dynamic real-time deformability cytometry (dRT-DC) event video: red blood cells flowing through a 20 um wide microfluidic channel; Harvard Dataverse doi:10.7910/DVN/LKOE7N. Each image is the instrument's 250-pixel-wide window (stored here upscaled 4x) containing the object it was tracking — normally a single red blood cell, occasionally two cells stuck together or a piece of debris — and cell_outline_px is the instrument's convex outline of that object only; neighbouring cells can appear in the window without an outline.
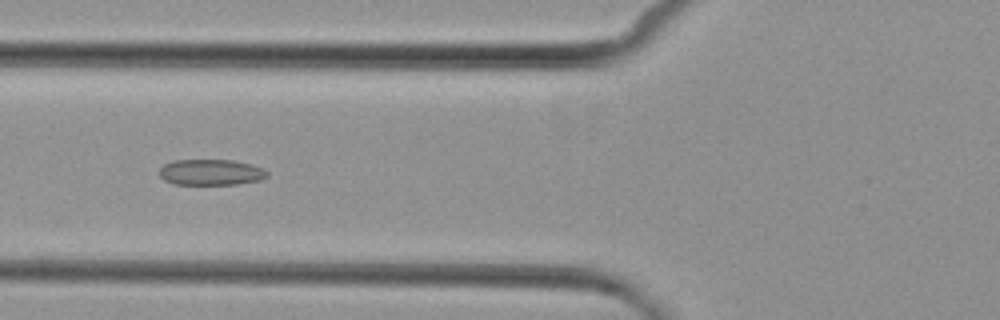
{"species": "common noctule bat (a hibernating species)", "species_latin": "Nyctalus noctula", "temperature_condition": "cold", "stored_images_in_passage": 4, "camera_frame_rate_fps": 3000, "um_per_image_px": 0.085, "animal": {"sex": "female", "body_mass_g": 29.2, "forearm_length_mm": 56.3}, "frame": {"image": 1, "passage_image": 2, "time_ms": 1.333, "image_size_px": [1000, 320], "cell_outline_px": [[268, 176], [260, 180], [236, 184], [176, 184], [164, 180], [160, 176], [160, 168], [164, 164], [172, 160], [232, 160], [248, 164], [260, 168], [268, 172]], "centroid_in_image_um": [17.89, 14.64], "position_along_channel_um": 107.9, "area_um2": 16.07}}
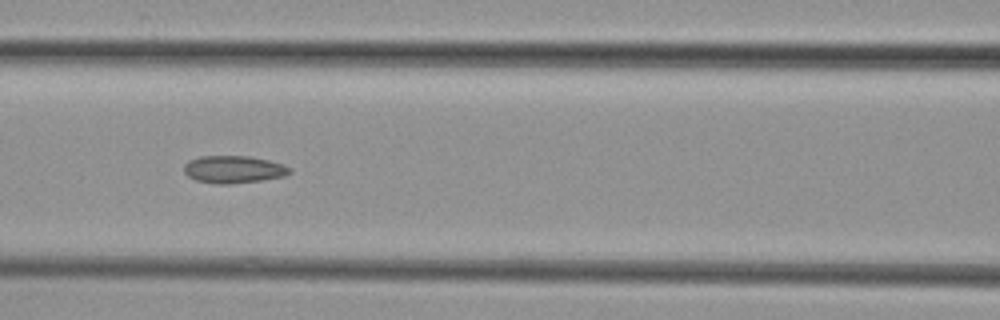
{"frame": {"image": 2, "passage_image": 3, "time_ms": 2.333, "image_size_px": [1000, 320], "cell_outline_px": [[292, 172], [284, 176], [264, 180], [232, 184], [216, 184], [196, 180], [188, 176], [184, 172], [184, 164], [188, 160], [200, 156], [248, 156], [268, 160], [284, 164], [292, 168]], "centroid_in_image_um": [19.87, 14.4], "position_along_channel_um": 146.7, "area_um2": 17.11}}
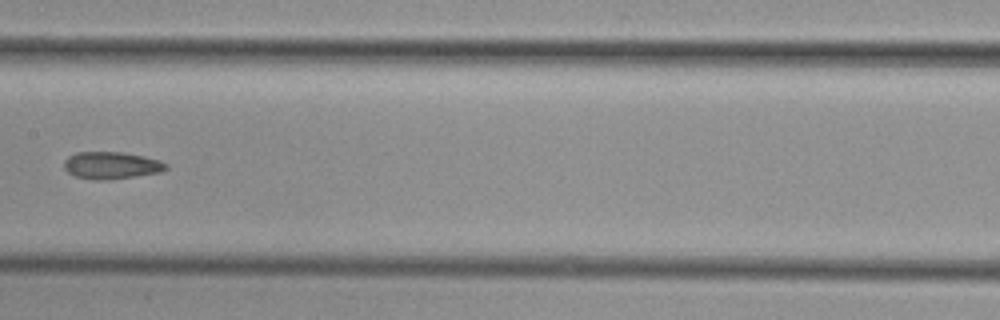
{"frame": {"image": 3, "passage_image": 4, "time_ms": 3.667, "image_size_px": [1000, 320], "cell_outline_px": [[168, 168], [160, 172], [108, 180], [92, 180], [76, 176], [68, 172], [64, 168], [64, 160], [68, 156], [76, 152], [124, 152], [144, 156], [160, 160], [168, 164]], "centroid_in_image_um": [9.46, 14.05], "position_along_channel_um": 197.9, "area_um2": 16.24}}